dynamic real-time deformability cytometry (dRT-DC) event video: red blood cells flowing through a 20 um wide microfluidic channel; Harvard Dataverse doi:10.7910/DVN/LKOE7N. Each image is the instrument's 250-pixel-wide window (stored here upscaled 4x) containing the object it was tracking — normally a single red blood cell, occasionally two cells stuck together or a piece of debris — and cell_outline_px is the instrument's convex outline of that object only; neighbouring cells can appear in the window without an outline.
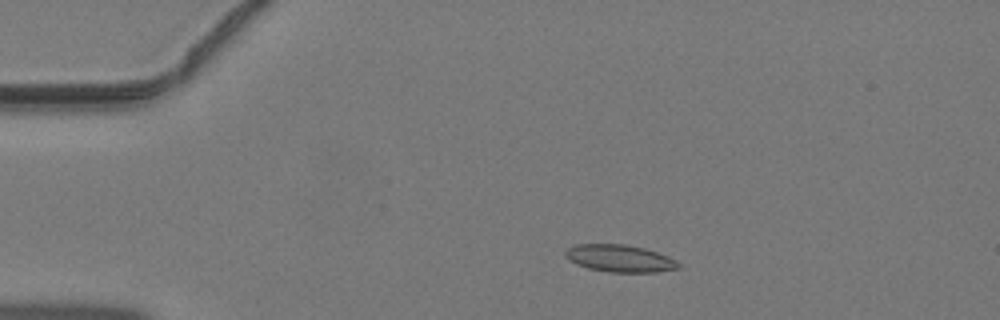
{"species": "common noctule bat (a hibernating species)", "species_latin": "Nyctalus noctula", "temperature_condition": "warm", "stored_images_in_passage": 16, "camera_frame_rate_fps": 3000, "um_per_image_px": 0.085, "animal": {"sex": "male", "body_mass_g": 19.2, "forearm_length_mm": 51.8}, "frame": {"image": 1, "passage_image": 7, "time_ms": 2.0, "image_size_px": [1000, 320], "cell_outline_px": [[680, 268], [656, 272], [608, 272], [588, 268], [576, 264], [568, 260], [564, 252], [568, 248], [576, 244], [624, 244], [644, 248], [668, 256], [676, 260], [680, 264]], "centroid_in_image_um": [52.67, 21.96], "position_along_channel_um": 32.3, "area_um2": 17.98}}
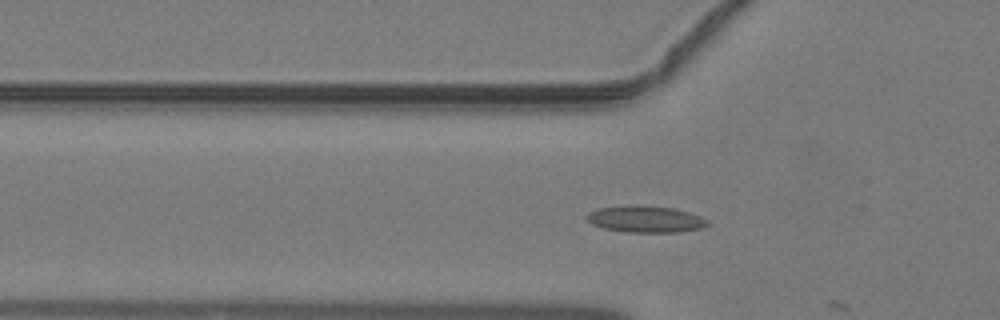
{"frame": {"image": 2, "passage_image": 13, "time_ms": 4.0, "image_size_px": [1000, 320], "cell_outline_px": [[708, 224], [700, 228], [680, 232], [628, 232], [604, 228], [592, 224], [584, 216], [588, 212], [596, 208], [624, 204], [632, 204], [672, 208], [688, 212], [700, 216], [708, 220]], "centroid_in_image_um": [54.8, 18.61], "position_along_channel_um": 71.0, "area_um2": 18.9}}
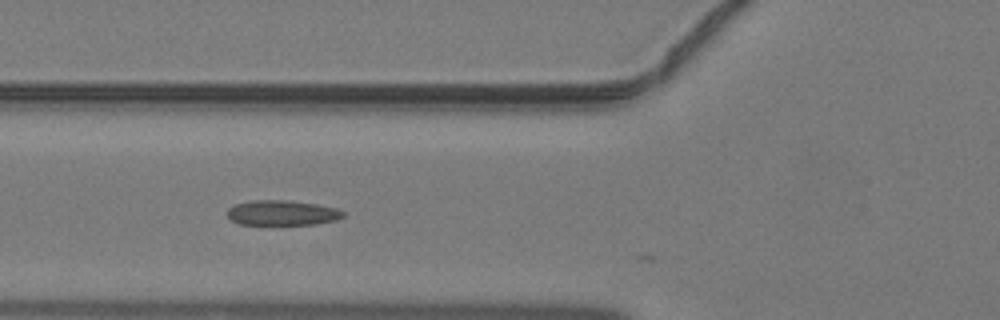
{"frame": {"image": 3, "passage_image": 15, "time_ms": 4.667, "image_size_px": [1000, 320], "cell_outline_px": [[344, 216], [336, 220], [316, 224], [240, 224], [232, 220], [228, 216], [228, 208], [236, 204], [252, 200], [288, 200], [316, 204], [336, 208], [344, 212]], "centroid_in_image_um": [24.0, 18.08], "position_along_channel_um": 101.8, "area_um2": 16.76}}